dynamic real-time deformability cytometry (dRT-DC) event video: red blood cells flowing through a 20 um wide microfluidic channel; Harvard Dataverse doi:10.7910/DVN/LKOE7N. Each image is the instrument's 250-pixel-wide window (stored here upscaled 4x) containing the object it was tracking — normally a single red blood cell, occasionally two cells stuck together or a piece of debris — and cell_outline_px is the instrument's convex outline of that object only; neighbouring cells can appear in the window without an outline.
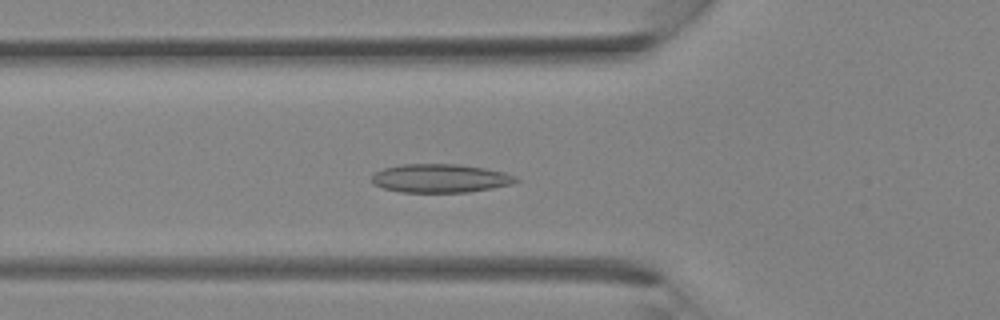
{"species": "Egyptian fruit bat (a non-hibernating species)", "species_latin": "Rousettus aegyptiacus", "temperature_condition": "room temperature", "stored_images_in_passage": 34, "camera_frame_rate_fps": 3000, "um_per_image_px": 0.085, "animal": {"sex": "female"}, "frame": {"image": 1, "passage_image": 12, "time_ms": 3.667, "image_size_px": [1000, 320], "cell_outline_px": [[520, 180], [512, 184], [492, 188], [468, 192], [400, 192], [384, 188], [372, 184], [372, 176], [376, 172], [384, 168], [400, 164], [456, 164], [484, 168], [504, 172], [516, 176]], "centroid_in_image_um": [37.43, 15.15], "position_along_channel_um": 88.4, "area_um2": 23.99}}
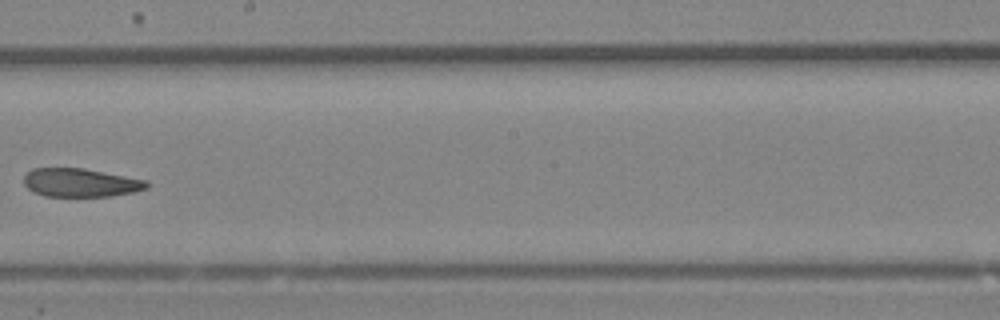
{"frame": {"image": 2, "passage_image": 20, "time_ms": 6.333, "image_size_px": [1000, 320], "cell_outline_px": [[152, 184], [148, 188], [132, 192], [112, 196], [44, 196], [28, 188], [24, 184], [24, 176], [32, 168], [84, 168], [148, 180]], "centroid_in_image_um": [6.9, 15.52], "position_along_channel_um": 241.3, "area_um2": 20.46}}
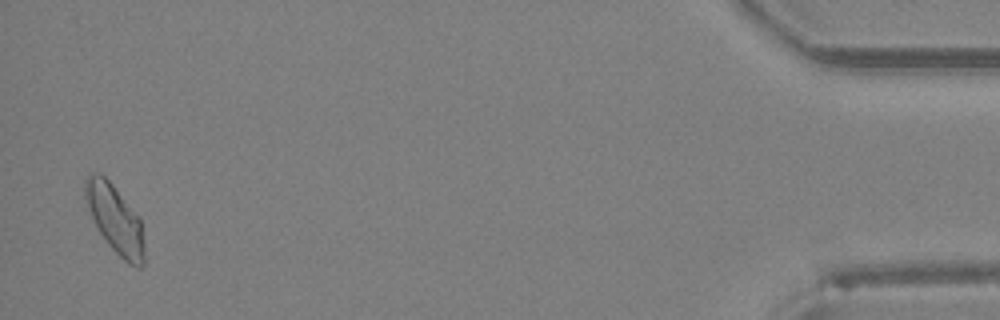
{"frame": {"image": 3, "passage_image": 34, "time_ms": 11.0, "image_size_px": [1000, 320], "cell_outline_px": [[144, 264], [140, 268], [136, 268], [128, 264], [108, 244], [100, 232], [92, 216], [84, 196], [84, 180], [88, 172], [100, 172], [112, 184], [140, 220], [144, 244]], "centroid_in_image_um": [9.76, 18.62], "position_along_channel_um": 425.4, "area_um2": 23.12}}